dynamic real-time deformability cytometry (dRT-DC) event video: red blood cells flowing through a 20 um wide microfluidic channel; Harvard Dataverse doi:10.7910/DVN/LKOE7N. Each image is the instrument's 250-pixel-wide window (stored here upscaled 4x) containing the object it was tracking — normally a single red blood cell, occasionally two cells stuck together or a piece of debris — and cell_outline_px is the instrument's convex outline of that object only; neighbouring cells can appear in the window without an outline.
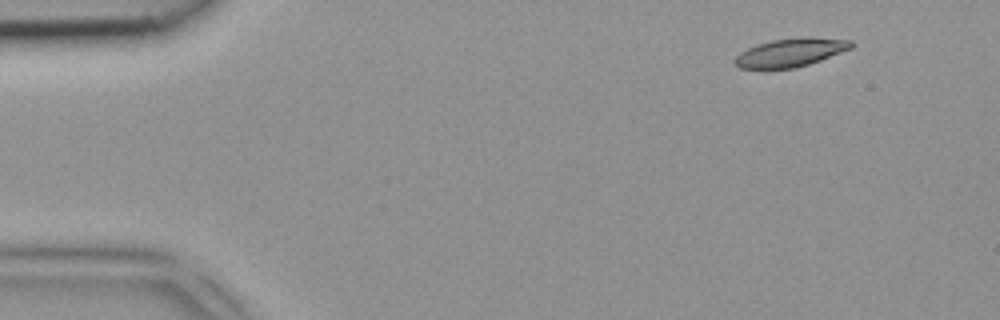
{"species": "common noctule bat (a hibernating species)", "species_latin": "Nyctalus noctula", "temperature_condition": "room temperature", "stored_images_in_passage": 3, "segment_of_instrument_passage": [2, 2], "camera_frame_rate_fps": 3000, "um_per_image_px": 0.085, "animal": {"sex": "female", "body_mass_g": 18.4}, "frame": {"image": 1, "passage_image": 3, "time_ms": 0.667, "image_size_px": [1000, 320], "cell_outline_px": [[856, 44], [852, 48], [820, 60], [796, 68], [740, 68], [732, 60], [740, 52], [756, 44], [772, 40], [800, 36], [808, 36], [852, 40]], "centroid_in_image_um": [67.23, 4.44], "position_along_channel_um": 17.8, "area_um2": 19.42}}